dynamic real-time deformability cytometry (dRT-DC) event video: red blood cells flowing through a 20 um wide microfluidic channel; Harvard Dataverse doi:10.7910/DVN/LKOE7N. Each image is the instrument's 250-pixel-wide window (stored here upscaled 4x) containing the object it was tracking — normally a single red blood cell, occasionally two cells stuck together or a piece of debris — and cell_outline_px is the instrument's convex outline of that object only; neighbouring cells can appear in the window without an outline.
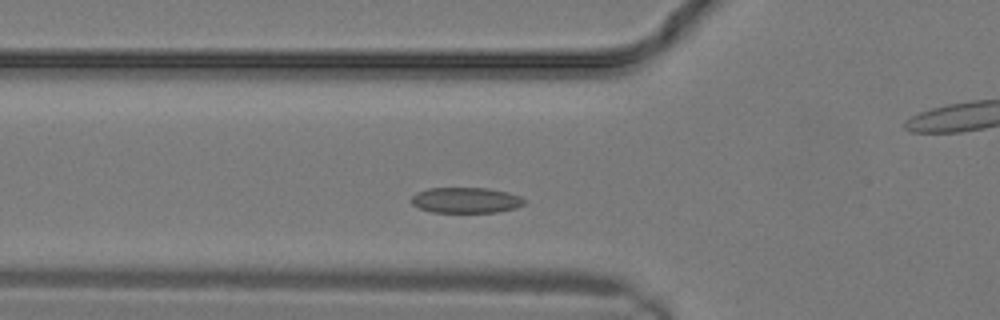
{"species": "common noctule bat (a hibernating species)", "species_latin": "Nyctalus noctula", "temperature_condition": "warm", "stored_images_in_passage": 10, "segment_of_instrument_passage": [1, 2], "camera_frame_rate_fps": 3000, "um_per_image_px": 0.085, "animal": {"sex": "male", "body_mass_g": 19.2, "forearm_length_mm": 51.8}, "frame": {"image": 1, "passage_image": 7, "time_ms": 2.0, "image_size_px": [1000, 320], "cell_outline_px": [[528, 200], [524, 204], [516, 208], [496, 212], [432, 212], [420, 208], [412, 204], [412, 196], [416, 192], [428, 188], [488, 188], [508, 192], [520, 196]], "centroid_in_image_um": [39.63, 17.01], "position_along_channel_um": 86.2, "area_um2": 16.94}}
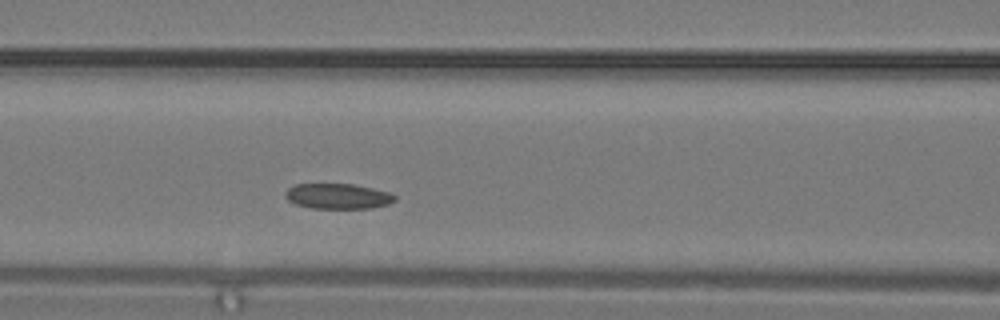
{"frame": {"image": 2, "passage_image": 9, "time_ms": 2.667, "image_size_px": [1000, 320], "cell_outline_px": [[396, 200], [388, 204], [372, 208], [312, 208], [296, 204], [288, 200], [284, 196], [284, 192], [288, 188], [296, 184], [352, 184], [372, 188], [388, 192], [396, 196]], "centroid_in_image_um": [28.7, 16.68], "position_along_channel_um": 137.9, "area_um2": 16.13}}